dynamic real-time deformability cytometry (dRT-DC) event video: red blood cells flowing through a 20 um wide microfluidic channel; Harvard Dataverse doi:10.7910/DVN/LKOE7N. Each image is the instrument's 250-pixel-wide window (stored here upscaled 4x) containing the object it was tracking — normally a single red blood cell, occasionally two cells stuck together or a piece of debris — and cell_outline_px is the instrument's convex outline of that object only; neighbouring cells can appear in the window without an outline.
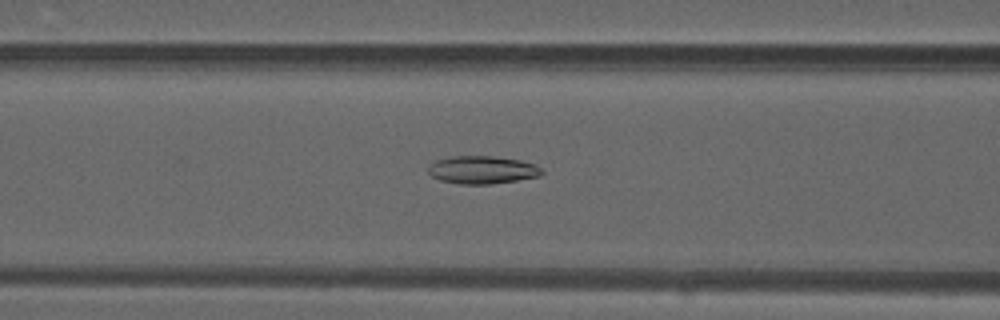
{"species": "common noctule bat (a hibernating species)", "species_latin": "Nyctalus noctula", "temperature_condition": "warm", "stored_images_in_passage": 50, "camera_frame_rate_fps": 3000, "um_per_image_px": 0.085, "animal": {"sex": "male", "forearm_length_mm": 52.5}, "frame": {"image": 1, "passage_image": 21, "time_ms": 6.667, "image_size_px": [1000, 320], "cell_outline_px": [[544, 172], [540, 176], [516, 180], [488, 184], [460, 184], [440, 180], [432, 176], [428, 172], [428, 164], [436, 160], [452, 156], [492, 156], [520, 160], [532, 164], [540, 168]], "centroid_in_image_um": [40.95, 14.43], "position_along_channel_um": 125.7, "area_um2": 18.32}}
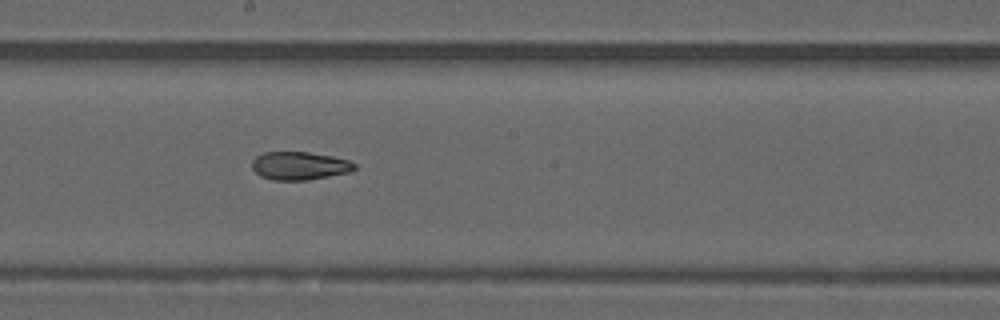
{"frame": {"image": 2, "passage_image": 28, "time_ms": 9.0, "image_size_px": [1000, 320], "cell_outline_px": [[356, 168], [352, 172], [308, 180], [272, 180], [260, 176], [252, 168], [252, 160], [256, 156], [264, 152], [308, 152], [332, 156], [348, 160], [356, 164]], "centroid_in_image_um": [25.47, 14.09], "position_along_channel_um": 222.7, "area_um2": 16.94}}
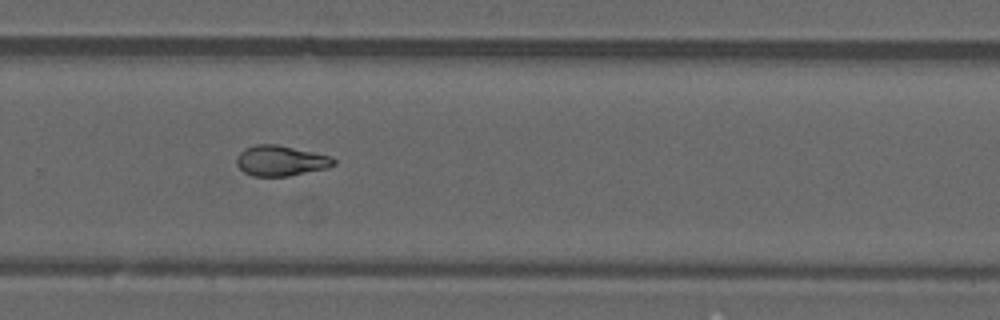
{"frame": {"image": 3, "passage_image": 34, "time_ms": 11.0, "image_size_px": [1000, 320], "cell_outline_px": [[336, 164], [328, 168], [288, 176], [252, 176], [244, 172], [236, 164], [236, 156], [244, 148], [256, 144], [276, 144], [332, 156], [336, 160]], "centroid_in_image_um": [23.86, 13.66], "position_along_channel_um": 305.9, "area_um2": 17.34}, "authors_computed_cell_mechanics": {"area_um2": 18.3515, "velocity_mm_per_s": 4.172, "shape_relaxation_time_tau1_ms": null, "shape_relaxation_time_tau2_ms": 4.3773, "deformation_change_tau1": null, "deformation_change_tau2": 0.1063}}